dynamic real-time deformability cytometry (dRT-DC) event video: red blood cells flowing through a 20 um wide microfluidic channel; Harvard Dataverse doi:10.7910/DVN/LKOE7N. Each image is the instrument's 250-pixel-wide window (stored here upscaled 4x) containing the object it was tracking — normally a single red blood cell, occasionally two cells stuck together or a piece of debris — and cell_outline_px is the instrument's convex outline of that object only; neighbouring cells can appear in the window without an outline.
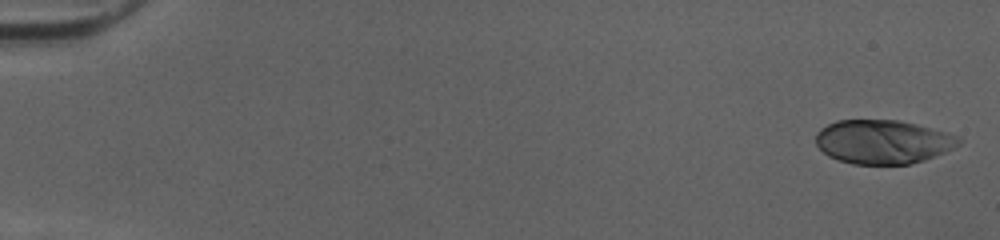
{"species": "human", "species_latin": "Homo sapiens", "temperature_condition": "cold", "stored_images_in_passage": 50, "camera_frame_rate_fps": 3000, "um_per_image_px": 0.085, "donor": {"sex": "female"}, "frame": {"image": 1, "passage_image": 1, "time_ms": 0.0, "image_size_px": [1000, 240], "cell_outline_px": [[964, 140], [960, 144], [944, 152], [924, 160], [908, 164], [852, 164], [828, 156], [816, 144], [816, 132], [820, 128], [836, 120], [896, 120], [916, 124], [960, 136]], "centroid_in_image_um": [75.05, 12.05], "position_along_channel_um": 10.0, "area_um2": 36.53}}
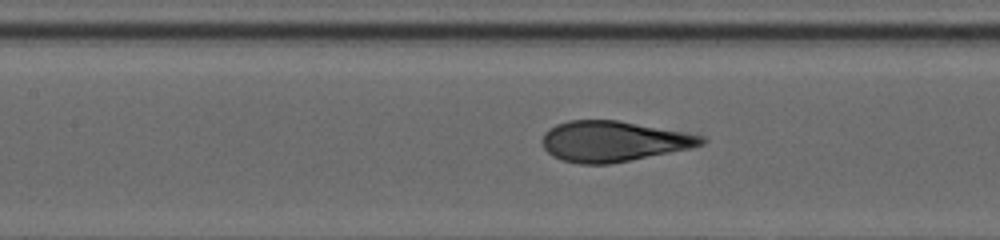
{"frame": {"image": 2, "passage_image": 24, "time_ms": 7.667, "image_size_px": [1000, 240], "cell_outline_px": [[708, 140], [704, 144], [688, 148], [612, 164], [580, 164], [560, 160], [552, 156], [544, 148], [540, 140], [544, 132], [556, 124], [568, 120], [616, 120], [704, 136]], "centroid_in_image_um": [52.06, 12.02], "position_along_channel_um": 155.3, "area_um2": 37.45}}
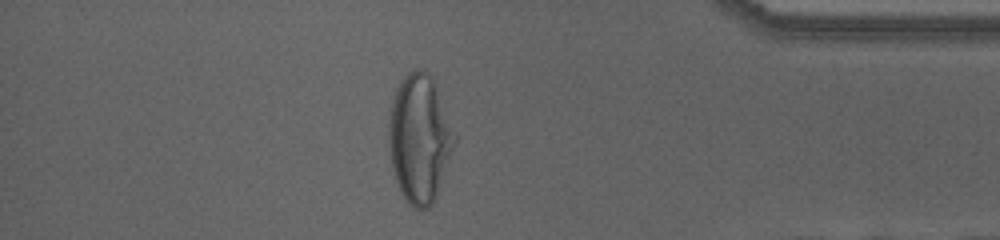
{"frame": {"image": 3, "passage_image": 44, "time_ms": 14.333, "image_size_px": [1000, 240], "cell_outline_px": [[456, 140], [436, 196], [432, 204], [428, 208], [412, 208], [408, 204], [400, 192], [392, 168], [388, 140], [388, 124], [392, 100], [396, 88], [400, 80], [412, 68], [424, 68], [428, 72], [432, 80], [456, 136]], "centroid_in_image_um": [35.62, 11.77], "position_along_channel_um": 399.6, "area_um2": 48.67}, "authors_computed_cell_mechanics": {"area_um2": 37.281, "velocity_mm_per_s": 4.0526, "shape_relaxation_time_tau1_ms": 4.6418, "shape_relaxation_time_tau2_ms": null, "deformation_change_tau1": 0.2205, "deformation_change_tau2": null}}